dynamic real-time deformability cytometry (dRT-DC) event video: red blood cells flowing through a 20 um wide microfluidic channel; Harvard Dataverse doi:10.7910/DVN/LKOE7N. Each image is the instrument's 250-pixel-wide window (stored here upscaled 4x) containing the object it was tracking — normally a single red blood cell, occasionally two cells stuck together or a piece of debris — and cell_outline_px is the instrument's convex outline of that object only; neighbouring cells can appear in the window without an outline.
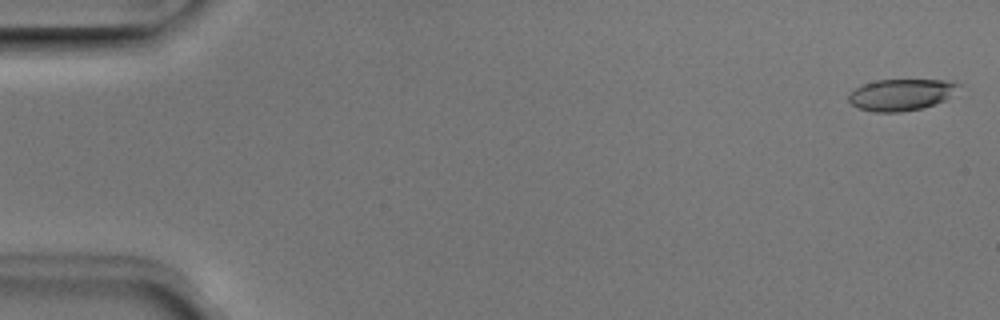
{"species": "Egyptian fruit bat (a non-hibernating species)", "species_latin": "Rousettus aegyptiacus", "temperature_condition": "room temperature", "stored_images_in_passage": 52, "camera_frame_rate_fps": 3000, "um_per_image_px": 0.085, "animal": {"sex": "male"}, "frame": {"image": 1, "passage_image": 2, "time_ms": 0.333, "image_size_px": [1000, 320], "cell_outline_px": [[964, 84], [944, 100], [924, 108], [900, 112], [872, 112], [860, 108], [852, 104], [848, 100], [848, 96], [856, 88], [864, 84], [876, 80], [956, 80]], "centroid_in_image_um": [76.65, 8.04], "position_along_channel_um": 8.3, "area_um2": 20.29}}
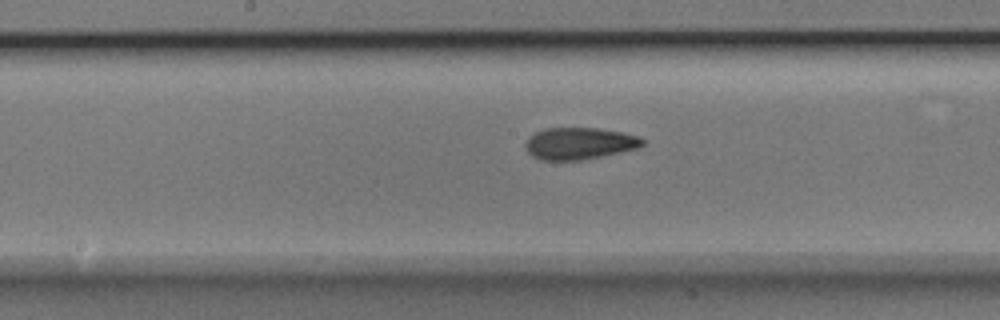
{"frame": {"image": 2, "passage_image": 27, "time_ms": 8.667, "image_size_px": [1000, 320], "cell_outline_px": [[644, 144], [636, 148], [620, 152], [580, 160], [540, 160], [532, 156], [524, 148], [524, 144], [528, 136], [544, 128], [596, 128], [624, 132], [636, 136], [644, 140]], "centroid_in_image_um": [49.18, 12.19], "position_along_channel_um": 199.0, "area_um2": 21.73}}
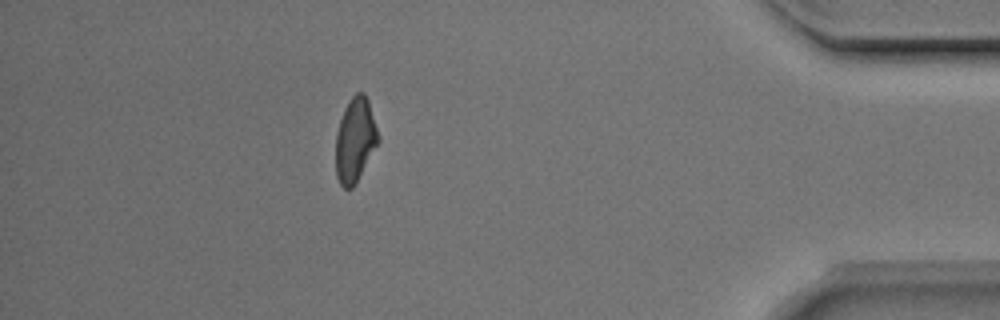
{"frame": {"image": 3, "passage_image": 46, "time_ms": 15.0, "image_size_px": [1000, 320], "cell_outline_px": [[380, 140], [352, 188], [344, 188], [340, 184], [336, 176], [336, 132], [344, 108], [352, 96], [356, 92], [364, 92], [368, 100], [380, 136]], "centroid_in_image_um": [30.19, 11.87], "position_along_channel_um": 405.0, "area_um2": 20.75}, "authors_computed_cell_mechanics": {"area_um2": 21.097, "velocity_mm_per_s": 3.986, "shape_relaxation_time_tau1_ms": 5.4826, "shape_relaxation_time_tau2_ms": 2.5521, "deformation_change_tau1": 0.1693, "deformation_change_tau2": 0.0918}}